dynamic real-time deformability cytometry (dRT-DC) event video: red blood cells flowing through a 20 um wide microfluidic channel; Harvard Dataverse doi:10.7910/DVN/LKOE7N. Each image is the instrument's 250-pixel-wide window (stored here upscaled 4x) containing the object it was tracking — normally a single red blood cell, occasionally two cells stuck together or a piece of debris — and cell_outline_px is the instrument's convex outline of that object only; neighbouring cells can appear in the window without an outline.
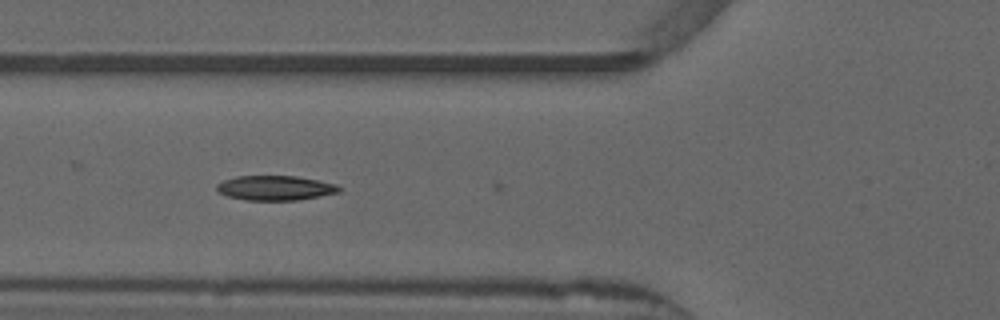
{"species": "common noctule bat (a hibernating species)", "species_latin": "Nyctalus noctula", "temperature_condition": "warm", "stored_images_in_passage": 4, "camera_frame_rate_fps": 3000, "um_per_image_px": 0.085, "animal": {"sex": "male", "forearm_length_mm": 52.5}, "frame": {"image": 1, "passage_image": 3, "time_ms": 0.667, "image_size_px": [1000, 320], "cell_outline_px": [[344, 188], [340, 192], [300, 200], [248, 200], [228, 196], [220, 192], [216, 188], [216, 184], [224, 180], [236, 176], [296, 176], [336, 184]], "centroid_in_image_um": [23.44, 15.97], "position_along_channel_um": 102.4, "area_um2": 17.57}}